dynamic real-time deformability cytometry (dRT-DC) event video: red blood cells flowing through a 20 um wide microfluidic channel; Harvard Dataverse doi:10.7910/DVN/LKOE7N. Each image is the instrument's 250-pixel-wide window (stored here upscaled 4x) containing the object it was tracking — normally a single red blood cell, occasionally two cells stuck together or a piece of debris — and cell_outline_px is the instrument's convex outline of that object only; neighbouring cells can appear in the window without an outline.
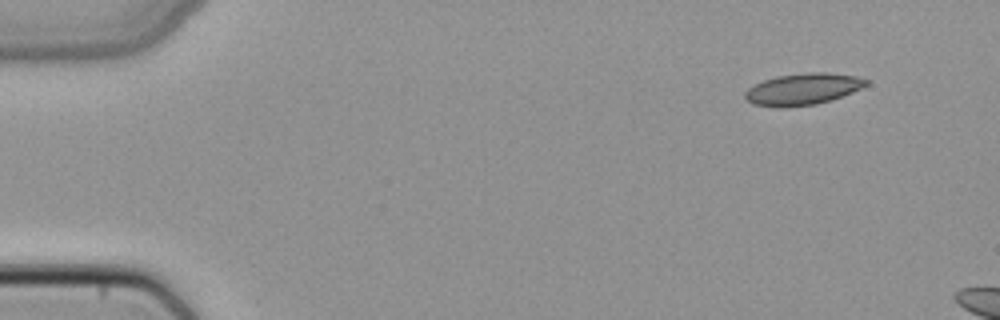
{"species": "common noctule bat (a hibernating species)", "species_latin": "Nyctalus noctula", "temperature_condition": "cold", "stored_images_in_passage": 6, "camera_frame_rate_fps": 3000, "um_per_image_px": 0.085, "animal": {"sex": "female", "body_mass_g": 22.7, "forearm_length_mm": 54.2}, "frame": {"image": 1, "passage_image": 1, "time_ms": 0.0, "image_size_px": [1000, 320], "cell_outline_px": [[868, 84], [852, 92], [832, 100], [816, 104], [784, 108], [776, 108], [752, 104], [744, 96], [744, 92], [748, 88], [764, 80], [776, 76], [812, 72], [828, 72], [856, 76], [868, 80]], "centroid_in_image_um": [68.22, 7.59], "position_along_channel_um": 16.8, "area_um2": 22.37}}